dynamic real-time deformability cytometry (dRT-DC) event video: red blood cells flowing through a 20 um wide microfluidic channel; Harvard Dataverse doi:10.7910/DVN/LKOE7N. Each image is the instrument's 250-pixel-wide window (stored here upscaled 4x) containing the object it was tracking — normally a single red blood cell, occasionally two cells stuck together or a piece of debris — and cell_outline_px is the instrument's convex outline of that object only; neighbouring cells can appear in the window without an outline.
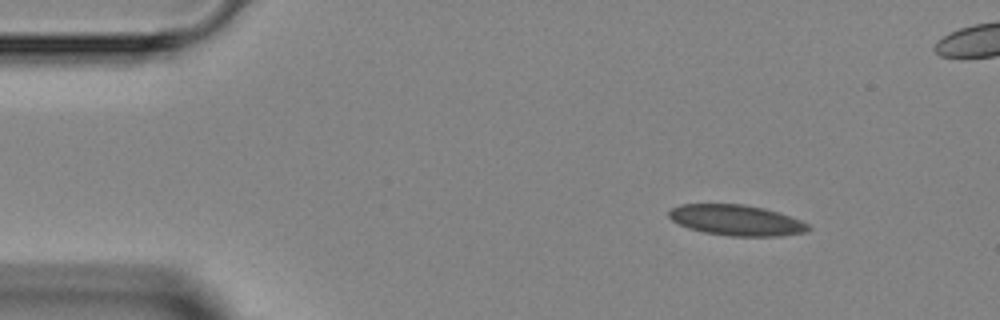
{"species": "Egyptian fruit bat (a non-hibernating species)", "species_latin": "Rousettus aegyptiacus", "temperature_condition": "room temperature", "stored_images_in_passage": 4, "camera_frame_rate_fps": 3000, "um_per_image_px": 0.085, "animal": {"sex": "female"}, "frame": {"image": 1, "passage_image": 1, "time_ms": 0.0, "image_size_px": [1000, 320], "cell_outline_px": [[812, 228], [804, 232], [780, 236], [728, 236], [704, 232], [688, 228], [672, 220], [668, 216], [668, 212], [672, 208], [680, 204], [744, 204], [764, 208], [800, 220], [808, 224]], "centroid_in_image_um": [62.57, 18.72], "position_along_channel_um": 22.4, "area_um2": 24.8}}